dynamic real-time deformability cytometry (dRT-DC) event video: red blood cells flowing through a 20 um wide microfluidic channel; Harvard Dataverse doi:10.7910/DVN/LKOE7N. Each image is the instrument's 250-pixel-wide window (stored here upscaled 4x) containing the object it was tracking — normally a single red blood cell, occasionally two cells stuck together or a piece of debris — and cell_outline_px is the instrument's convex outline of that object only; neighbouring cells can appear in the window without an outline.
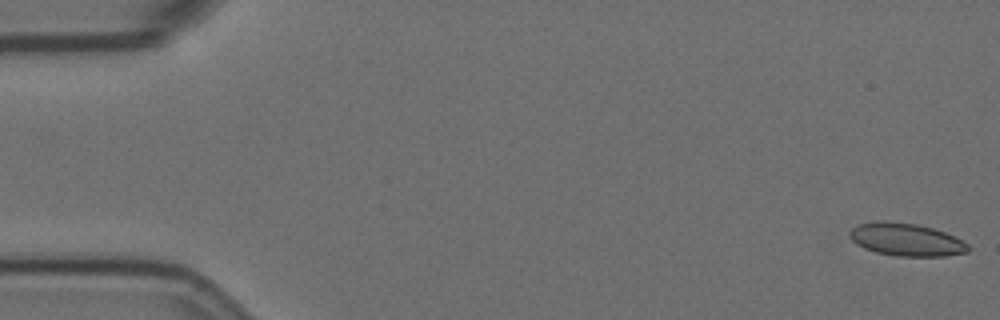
{"species": "Egyptian fruit bat (a non-hibernating species)", "species_latin": "Rousettus aegyptiacus", "temperature_condition": "room temperature", "stored_images_in_passage": 9, "camera_frame_rate_fps": 3000, "um_per_image_px": 0.085, "animal": {"sex": "female"}, "frame": {"image": 1, "passage_image": 1, "time_ms": 0.0, "image_size_px": [1000, 320], "cell_outline_px": [[968, 252], [944, 256], [896, 256], [876, 252], [864, 248], [856, 244], [848, 236], [848, 232], [852, 228], [860, 224], [876, 220], [880, 220], [916, 224], [932, 228], [944, 232], [968, 244]], "centroid_in_image_um": [76.97, 20.36], "position_along_channel_um": 8.0, "area_um2": 22.48}}